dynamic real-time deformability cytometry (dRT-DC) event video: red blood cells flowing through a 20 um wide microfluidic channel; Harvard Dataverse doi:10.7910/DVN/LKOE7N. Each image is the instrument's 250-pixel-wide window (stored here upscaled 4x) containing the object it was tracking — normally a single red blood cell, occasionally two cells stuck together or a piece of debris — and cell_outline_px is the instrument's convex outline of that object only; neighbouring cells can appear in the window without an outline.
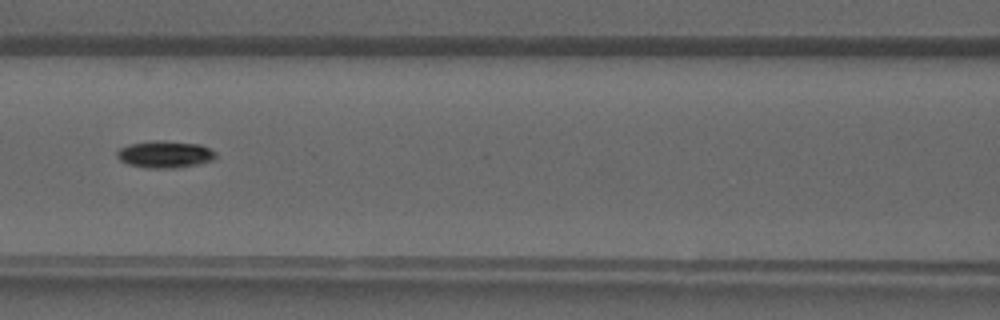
{"species": "common noctule bat (a hibernating species)", "species_latin": "Nyctalus noctula", "temperature_condition": "warm", "stored_images_in_passage": 37, "camera_frame_rate_fps": 3000, "um_per_image_px": 0.085, "animal": {"sex": "male", "forearm_length_mm": 52.5}, "frame": {"image": 1, "passage_image": 18, "time_ms": 5.667, "image_size_px": [1000, 320], "cell_outline_px": [[216, 156], [212, 160], [196, 164], [176, 168], [144, 168], [128, 164], [120, 160], [116, 156], [116, 152], [120, 148], [128, 144], [160, 140], [200, 144], [216, 152]], "centroid_in_image_um": [13.99, 13.12], "position_along_channel_um": 152.6, "area_um2": 15.49}}
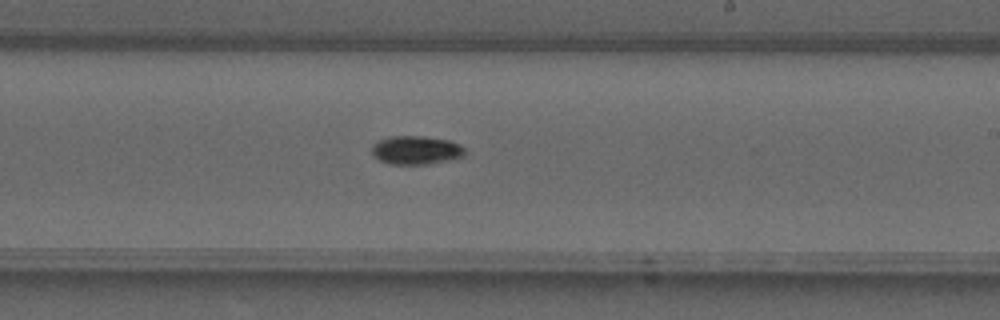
{"frame": {"image": 2, "passage_image": 24, "time_ms": 7.667, "image_size_px": [1000, 320], "cell_outline_px": [[464, 156], [448, 160], [428, 164], [388, 164], [380, 160], [372, 152], [372, 144], [380, 140], [392, 136], [424, 136], [448, 140], [460, 144], [464, 148]], "centroid_in_image_um": [35.37, 12.76], "position_along_channel_um": 253.6, "area_um2": 15.37}}
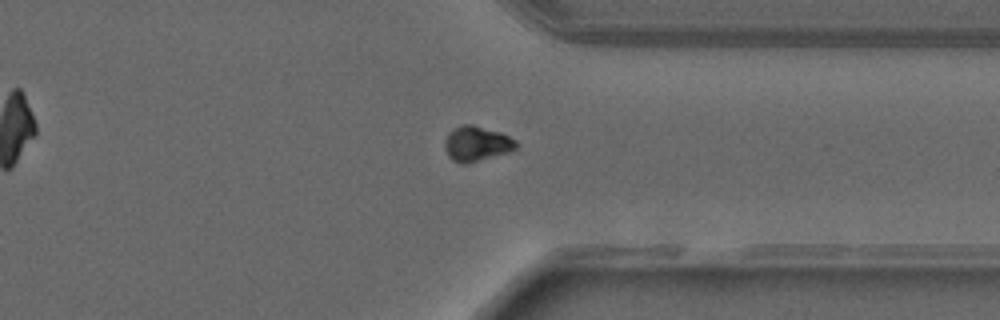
{"frame": {"image": 3, "passage_image": 31, "time_ms": 10.0, "image_size_px": [1000, 320], "cell_outline_px": [[520, 144], [516, 148], [508, 152], [468, 164], [464, 164], [452, 160], [448, 156], [444, 148], [444, 140], [448, 132], [452, 128], [460, 124], [472, 124], [500, 132], [516, 140]], "centroid_in_image_um": [40.49, 12.2], "position_along_channel_um": 370.9, "area_um2": 14.85}}